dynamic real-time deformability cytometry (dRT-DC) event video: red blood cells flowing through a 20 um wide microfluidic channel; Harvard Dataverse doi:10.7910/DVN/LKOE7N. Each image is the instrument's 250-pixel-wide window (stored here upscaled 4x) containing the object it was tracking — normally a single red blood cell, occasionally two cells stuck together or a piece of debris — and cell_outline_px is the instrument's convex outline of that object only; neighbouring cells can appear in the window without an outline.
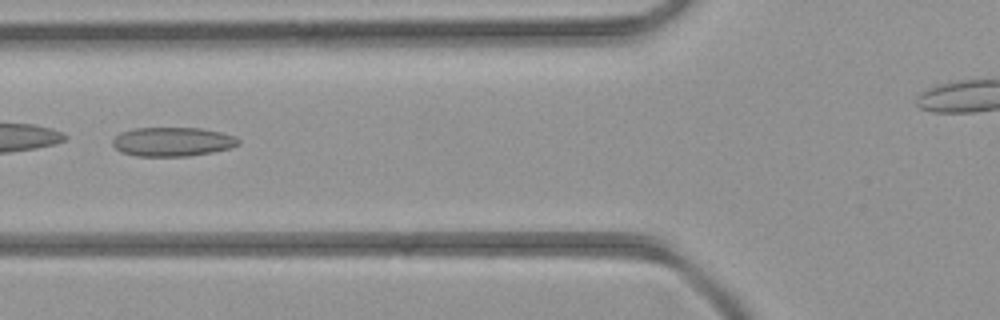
{"species": "common noctule bat (a hibernating species)", "species_latin": "Nyctalus noctula", "temperature_condition": "room temperature", "stored_images_in_passage": 6, "camera_frame_rate_fps": 3000, "um_per_image_px": 0.085, "animal": {"sex": "female", "body_mass_g": 21.9}, "frame": {"image": 1, "passage_image": 5, "time_ms": 4.333, "image_size_px": [1000, 320], "cell_outline_px": [[240, 144], [228, 148], [212, 152], [188, 156], [136, 156], [120, 152], [112, 144], [112, 140], [120, 132], [132, 128], [200, 128], [220, 132], [236, 136], [240, 140]], "centroid_in_image_um": [14.64, 12.04], "position_along_channel_um": 111.2, "area_um2": 21.39}}